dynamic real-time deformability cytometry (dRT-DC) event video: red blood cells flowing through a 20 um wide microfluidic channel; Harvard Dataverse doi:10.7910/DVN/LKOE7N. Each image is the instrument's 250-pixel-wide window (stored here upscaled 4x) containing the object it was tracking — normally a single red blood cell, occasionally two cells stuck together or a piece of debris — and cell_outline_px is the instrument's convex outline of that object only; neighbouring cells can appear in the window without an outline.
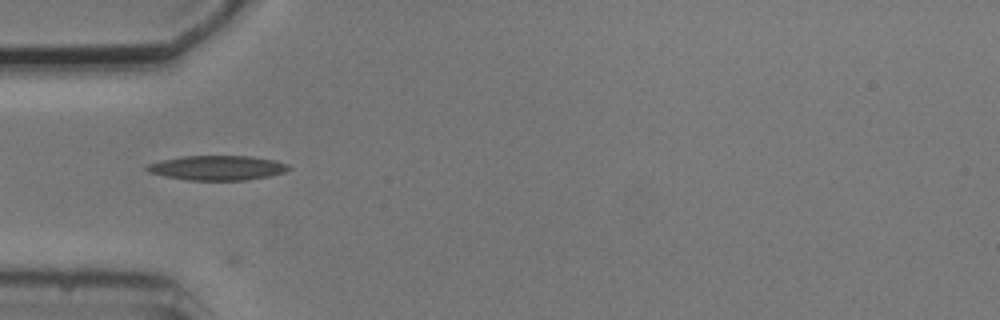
{"species": "common noctule bat (a hibernating species)", "species_latin": "Nyctalus noctula", "temperature_condition": "cold", "stored_images_in_passage": 7, "camera_frame_rate_fps": 3000, "um_per_image_px": 0.085, "animal": {"sex": "male", "body_mass_g": 20.5, "forearm_length_mm": 52.5}, "frame": {"image": 1, "passage_image": 5, "time_ms": 5.0, "image_size_px": [1000, 320], "cell_outline_px": [[292, 168], [284, 172], [272, 176], [244, 180], [188, 180], [164, 176], [148, 172], [144, 168], [148, 164], [160, 160], [184, 156], [252, 156], [276, 160], [288, 164]], "centroid_in_image_um": [18.49, 14.26], "position_along_channel_um": 66.5, "area_um2": 20.52}}
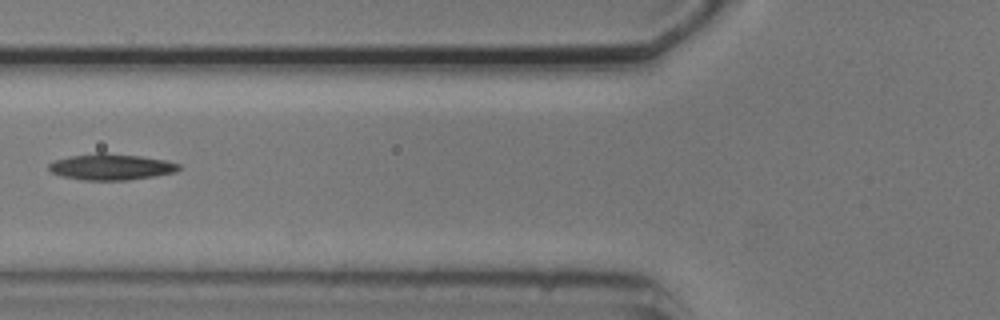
{"frame": {"image": 2, "passage_image": 6, "time_ms": 6.333, "image_size_px": [1000, 320], "cell_outline_px": [[180, 168], [176, 172], [156, 176], [128, 180], [84, 180], [64, 176], [52, 172], [48, 168], [48, 164], [56, 160], [68, 156], [96, 152], [104, 152], [140, 156], [164, 160], [180, 164]], "centroid_in_image_um": [9.45, 14.17], "position_along_channel_um": 116.3, "area_um2": 19.83}}
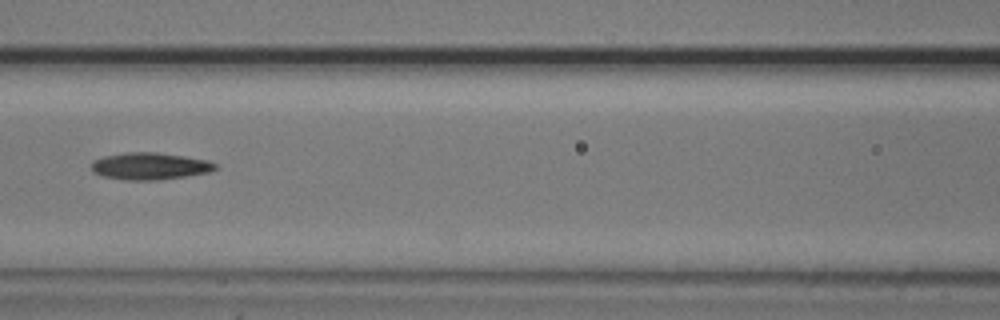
{"frame": {"image": 3, "passage_image": 7, "time_ms": 7.333, "image_size_px": [1000, 320], "cell_outline_px": [[216, 168], [208, 172], [160, 180], [124, 180], [104, 176], [92, 172], [92, 160], [104, 156], [128, 152], [156, 152], [184, 156], [208, 160], [216, 164]], "centroid_in_image_um": [12.71, 14.12], "position_along_channel_um": 153.9, "area_um2": 19.42}}